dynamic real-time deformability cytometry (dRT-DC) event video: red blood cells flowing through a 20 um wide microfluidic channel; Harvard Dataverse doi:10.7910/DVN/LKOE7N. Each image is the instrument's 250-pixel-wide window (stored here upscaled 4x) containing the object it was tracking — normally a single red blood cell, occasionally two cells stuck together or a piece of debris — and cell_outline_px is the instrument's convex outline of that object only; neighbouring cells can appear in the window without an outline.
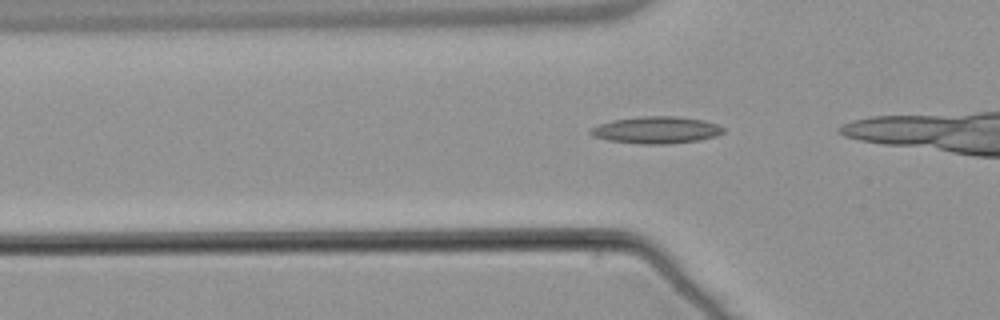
{"species": "common noctule bat (a hibernating species)", "species_latin": "Nyctalus noctula", "temperature_condition": "warm", "stored_images_in_passage": 35, "camera_frame_rate_fps": 3000, "um_per_image_px": 0.085, "animal": {"sex": "male", "body_mass_g": 21.5, "forearm_length_mm": 52.0}, "frame": {"image": 1, "passage_image": 11, "time_ms": 3.333, "image_size_px": [1000, 320], "cell_outline_px": [[724, 132], [716, 136], [700, 140], [672, 144], [640, 144], [608, 140], [592, 136], [588, 132], [592, 128], [600, 124], [612, 120], [644, 116], [676, 116], [704, 120], [716, 124], [724, 128]], "centroid_in_image_um": [55.8, 11.06], "position_along_channel_um": 70.0, "area_um2": 20.92}}